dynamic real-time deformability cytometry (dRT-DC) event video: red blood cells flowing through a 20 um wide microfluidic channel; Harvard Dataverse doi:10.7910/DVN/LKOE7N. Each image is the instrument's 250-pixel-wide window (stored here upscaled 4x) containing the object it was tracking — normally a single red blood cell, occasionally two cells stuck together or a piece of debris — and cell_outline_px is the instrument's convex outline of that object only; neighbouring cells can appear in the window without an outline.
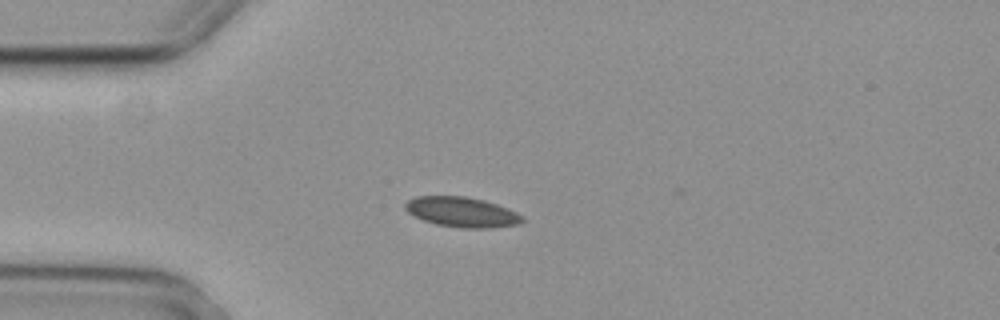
{"species": "common noctule bat (a hibernating species)", "species_latin": "Nyctalus noctula", "temperature_condition": "cold", "stored_images_in_passage": 5, "camera_frame_rate_fps": 3000, "um_per_image_px": 0.085, "animal": {"sex": "female", "body_mass_g": 29.2, "forearm_length_mm": 56.3}, "frame": {"image": 1, "passage_image": 3, "time_ms": 0.667, "image_size_px": [1000, 320], "cell_outline_px": [[524, 220], [520, 224], [492, 228], [464, 228], [436, 224], [424, 220], [408, 212], [404, 208], [404, 204], [408, 200], [416, 196], [464, 196], [484, 200], [508, 208], [524, 216]], "centroid_in_image_um": [39.28, 18.02], "position_along_channel_um": 45.7, "area_um2": 20.52}}
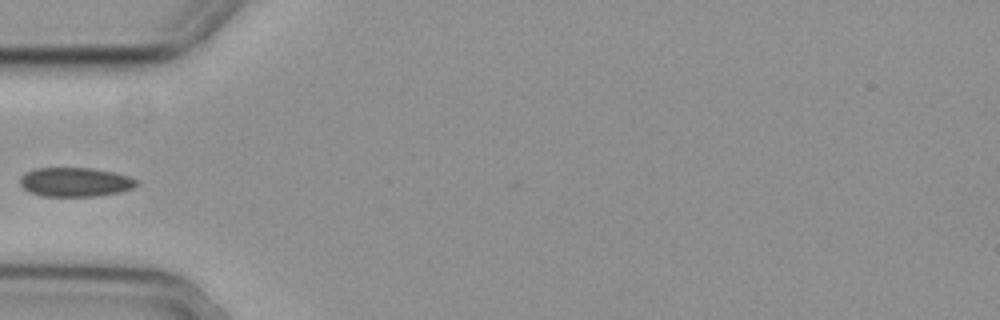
{"frame": {"image": 2, "passage_image": 4, "time_ms": 1.0, "image_size_px": [1000, 320], "cell_outline_px": [[140, 184], [132, 188], [120, 192], [96, 196], [40, 196], [28, 192], [20, 184], [20, 176], [24, 172], [36, 168], [92, 168], [112, 172], [128, 176], [140, 180]], "centroid_in_image_um": [6.39, 15.47], "position_along_channel_um": 78.6, "area_um2": 20.0}}
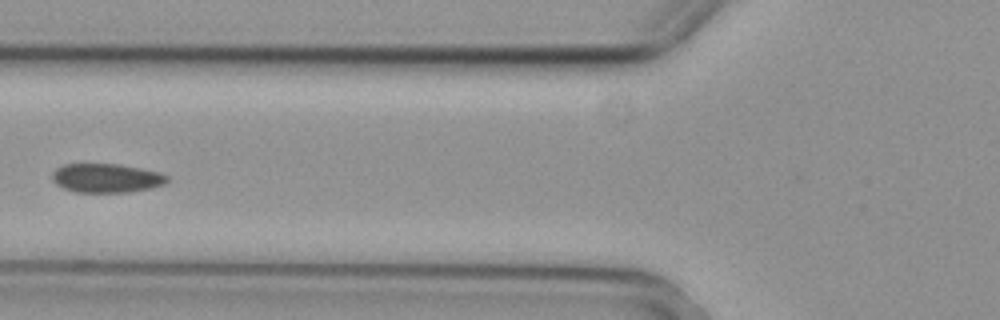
{"frame": {"image": 3, "passage_image": 5, "time_ms": 1.333, "image_size_px": [1000, 320], "cell_outline_px": [[168, 180], [164, 184], [152, 188], [128, 192], [76, 192], [64, 188], [56, 184], [52, 180], [52, 172], [56, 168], [64, 164], [120, 164], [160, 172], [168, 176]], "centroid_in_image_um": [9.04, 15.13], "position_along_channel_um": 116.8, "area_um2": 19.48}}